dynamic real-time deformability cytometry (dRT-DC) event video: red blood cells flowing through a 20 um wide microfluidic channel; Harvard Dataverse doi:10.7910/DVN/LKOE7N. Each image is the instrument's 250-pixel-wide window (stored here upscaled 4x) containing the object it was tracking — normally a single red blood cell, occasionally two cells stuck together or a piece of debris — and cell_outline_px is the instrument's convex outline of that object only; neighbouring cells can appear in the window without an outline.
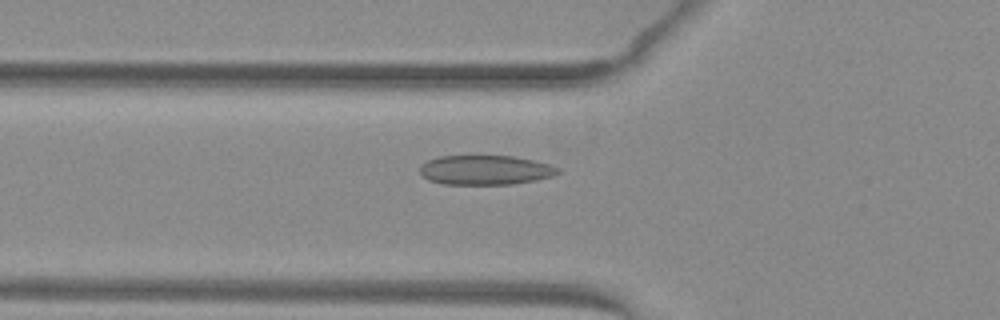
{"species": "common noctule bat (a hibernating species)", "species_latin": "Nyctalus noctula", "temperature_condition": "warm", "stored_images_in_passage": 36, "camera_frame_rate_fps": 3000, "um_per_image_px": 0.085, "animal": {"sex": "female", "body_mass_g": 29.2, "forearm_length_mm": 56.3}, "frame": {"image": 1, "passage_image": 3, "time_ms": 0.667, "image_size_px": [1000, 320], "cell_outline_px": [[560, 172], [552, 176], [536, 180], [512, 184], [444, 184], [428, 180], [420, 172], [420, 164], [428, 160], [440, 156], [512, 156], [532, 160], [548, 164], [560, 168]], "centroid_in_image_um": [41.24, 14.45], "position_along_channel_um": 84.6, "area_um2": 23.64}}
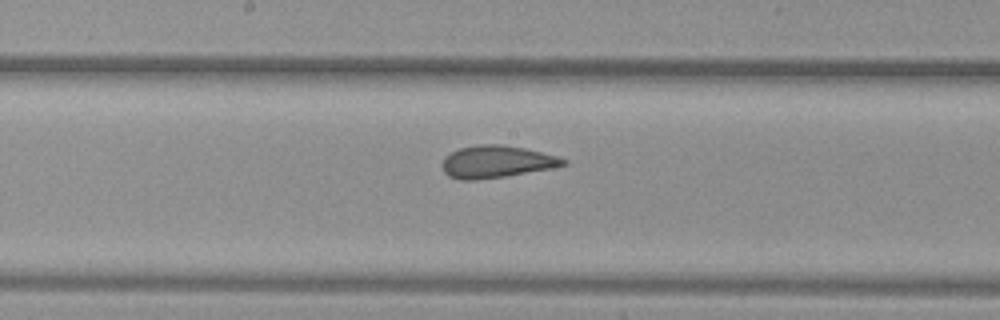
{"frame": {"image": 2, "passage_image": 12, "time_ms": 3.667, "image_size_px": [1000, 320], "cell_outline_px": [[568, 164], [552, 168], [504, 176], [476, 180], [460, 180], [448, 176], [444, 172], [444, 156], [460, 148], [480, 144], [500, 144], [524, 148], [556, 156], [568, 160]], "centroid_in_image_um": [42.21, 13.75], "position_along_channel_um": 206.0, "area_um2": 22.48}}
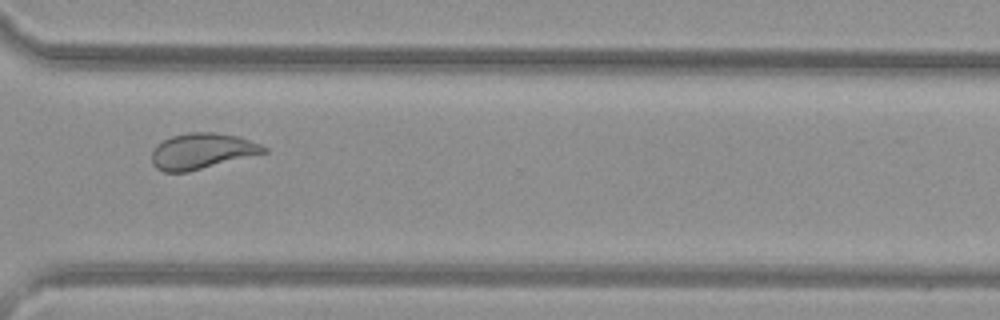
{"frame": {"image": 3, "passage_image": 23, "time_ms": 7.333, "image_size_px": [1000, 320], "cell_outline_px": [[268, 152], [188, 172], [164, 172], [156, 168], [152, 164], [152, 152], [156, 144], [172, 136], [188, 132], [216, 132], [236, 136], [260, 144], [268, 148]], "centroid_in_image_um": [17.15, 12.85], "position_along_channel_um": 353.5, "area_um2": 23.35}, "authors_computed_cell_mechanics": {"area_um2": 23.4668, "velocity_mm_per_s": 4.0282, "shape_relaxation_time_tau1_ms": 8.4668, "shape_relaxation_time_tau2_ms": 1.0129, "deformation_change_tau1": 0.1851, "deformation_change_tau2": 0.0791}}